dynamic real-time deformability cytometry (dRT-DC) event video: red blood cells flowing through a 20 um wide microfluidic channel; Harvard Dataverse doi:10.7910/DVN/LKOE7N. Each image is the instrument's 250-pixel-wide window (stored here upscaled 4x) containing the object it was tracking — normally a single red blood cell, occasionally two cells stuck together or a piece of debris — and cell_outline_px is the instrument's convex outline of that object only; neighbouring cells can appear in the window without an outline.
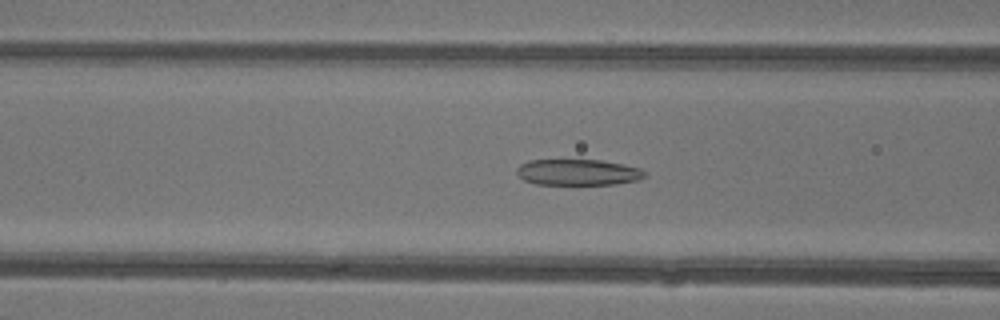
{"species": "common noctule bat (a hibernating species)", "species_latin": "Nyctalus noctula", "temperature_condition": "warm", "stored_images_in_passage": 32, "camera_frame_rate_fps": 3000, "um_per_image_px": 0.085, "animal": {"sex": "female"}, "frame": {"image": 1, "passage_image": 4, "time_ms": 1.0, "image_size_px": [1000, 320], "cell_outline_px": [[644, 176], [640, 180], [616, 184], [536, 184], [524, 180], [516, 172], [516, 168], [520, 164], [528, 160], [600, 160], [640, 168], [644, 172]], "centroid_in_image_um": [49.1, 14.64], "position_along_channel_um": 117.5, "area_um2": 19.31}}
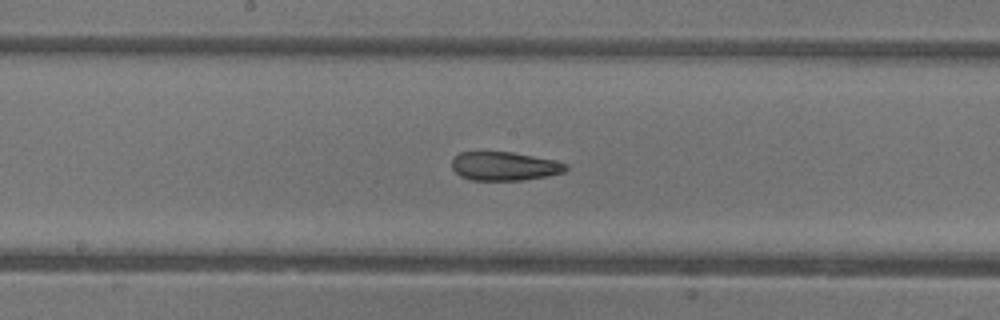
{"frame": {"image": 2, "passage_image": 10, "time_ms": 3.0, "image_size_px": [1000, 320], "cell_outline_px": [[568, 168], [564, 172], [544, 176], [520, 180], [472, 180], [460, 176], [452, 168], [452, 156], [460, 152], [512, 152], [556, 160], [568, 164]], "centroid_in_image_um": [42.86, 14.11], "position_along_channel_um": 205.3, "area_um2": 19.07}}
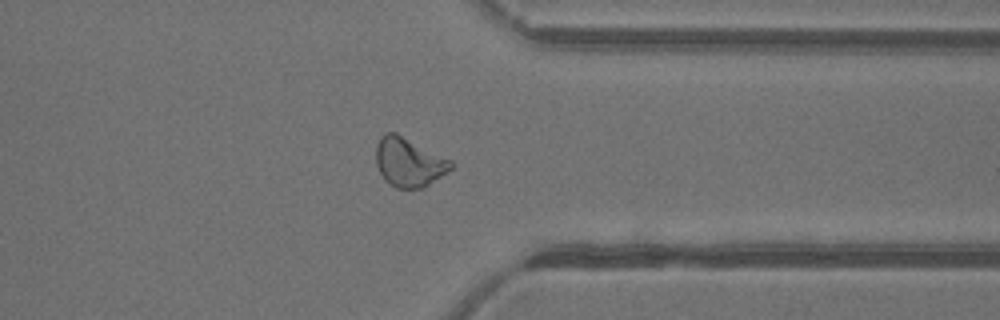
{"frame": {"image": 3, "passage_image": 22, "time_ms": 7.0, "image_size_px": [1000, 320], "cell_outline_px": [[452, 168], [428, 184], [420, 188], [396, 188], [384, 180], [376, 164], [376, 144], [380, 136], [388, 132], [396, 132], [452, 160]], "centroid_in_image_um": [34.72, 13.76], "position_along_channel_um": 376.7, "area_um2": 21.27}, "authors_computed_cell_mechanics": {"area_um2": 20.2878, "velocity_mm_per_s": 4.3764, "shape_relaxation_time_tau1_ms": null, "shape_relaxation_time_tau2_ms": 1.1175, "deformation_change_tau1": null, "deformation_change_tau2": 0.073}}